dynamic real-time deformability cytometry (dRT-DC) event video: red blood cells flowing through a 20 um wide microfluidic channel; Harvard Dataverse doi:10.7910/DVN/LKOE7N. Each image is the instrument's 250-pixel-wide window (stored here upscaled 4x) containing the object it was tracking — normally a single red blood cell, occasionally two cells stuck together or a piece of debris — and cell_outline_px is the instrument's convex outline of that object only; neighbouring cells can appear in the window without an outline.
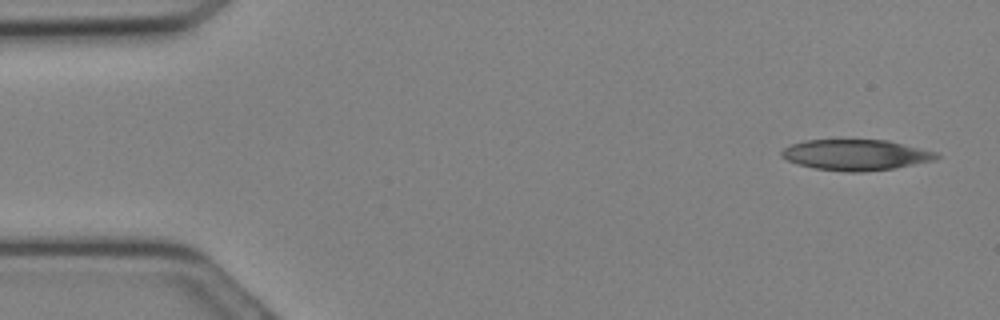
{"species": "Egyptian fruit bat (a non-hibernating species)", "species_latin": "Rousettus aegyptiacus", "temperature_condition": "cold", "stored_images_in_passage": 8, "camera_frame_rate_fps": 3000, "um_per_image_px": 0.085, "animal": {"sex": "female"}, "frame": {"image": 1, "passage_image": 1, "time_ms": 0.0, "image_size_px": [1000, 320], "cell_outline_px": [[940, 156], [936, 160], [892, 168], [860, 172], [852, 172], [812, 168], [796, 164], [780, 156], [780, 152], [784, 148], [792, 144], [804, 140], [888, 140], [936, 152]], "centroid_in_image_um": [72.71, 13.16], "position_along_channel_um": 12.3, "area_um2": 27.63}}
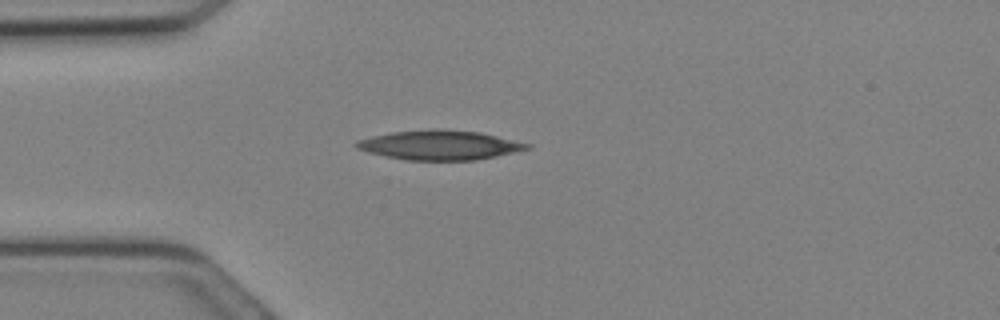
{"frame": {"image": 2, "passage_image": 7, "time_ms": 2.0, "image_size_px": [1000, 320], "cell_outline_px": [[532, 148], [516, 152], [476, 160], [404, 160], [384, 156], [368, 152], [356, 148], [352, 144], [356, 140], [372, 136], [392, 132], [436, 128], [440, 128], [480, 132], [532, 144]], "centroid_in_image_um": [37.37, 12.33], "position_along_channel_um": 47.6, "area_um2": 29.65}}